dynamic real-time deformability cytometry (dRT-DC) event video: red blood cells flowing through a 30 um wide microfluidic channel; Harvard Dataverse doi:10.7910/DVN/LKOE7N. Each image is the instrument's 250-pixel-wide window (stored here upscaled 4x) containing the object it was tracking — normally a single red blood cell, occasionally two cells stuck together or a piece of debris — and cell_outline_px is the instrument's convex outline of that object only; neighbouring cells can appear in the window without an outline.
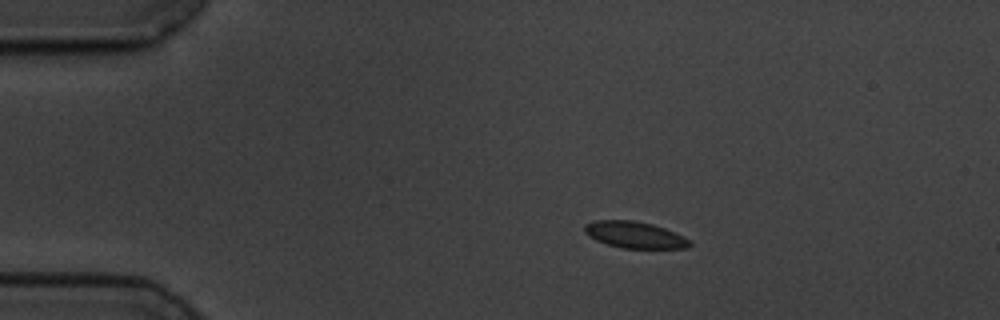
{"species": "common noctule bat (a hibernating species)", "species_latin": "Nyctalus noctula", "temperature_condition": "cold", "stored_images_in_passage": 48, "camera_frame_rate_fps": 3000, "um_per_image_px": 0.085, "animal": {"sex": "male", "body_mass_g": 19.5, "forearm_length_mm": 54.6}, "frame": {"image": 1, "passage_image": 1, "time_ms": 0.0, "image_size_px": [1000, 320], "cell_outline_px": [[692, 244], [688, 248], [624, 248], [608, 244], [596, 240], [588, 236], [584, 232], [584, 224], [596, 220], [632, 220], [652, 224], [664, 228], [684, 236]], "centroid_in_image_um": [53.93, 19.95], "position_along_channel_um": 31.1, "area_um2": 16.18}}
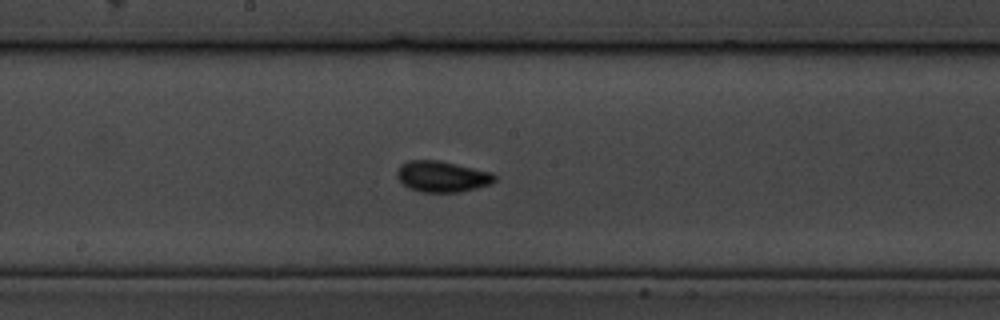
{"frame": {"image": 2, "passage_image": 21, "time_ms": 6.667, "image_size_px": [1000, 320], "cell_outline_px": [[496, 180], [492, 184], [460, 192], [420, 192], [408, 188], [396, 176], [396, 172], [400, 164], [408, 160], [440, 160], [492, 172], [496, 176]], "centroid_in_image_um": [37.58, 15.0], "position_along_channel_um": 210.6, "area_um2": 17.86}}
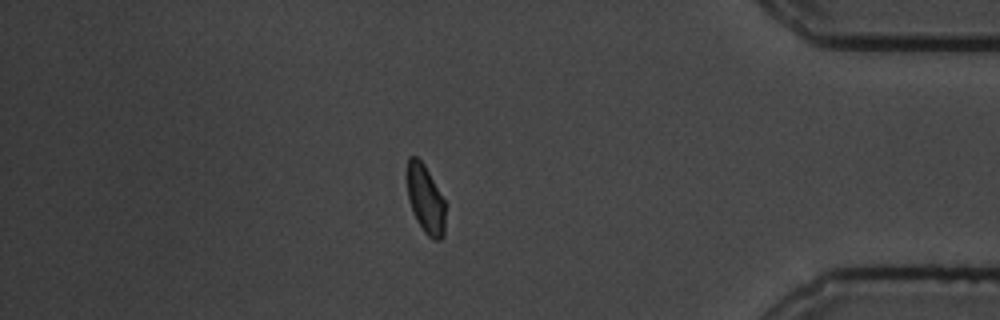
{"frame": {"image": 3, "passage_image": 40, "time_ms": 13.0, "image_size_px": [1000, 320], "cell_outline_px": [[444, 236], [440, 240], [432, 240], [424, 232], [416, 220], [408, 200], [404, 176], [408, 156], [416, 156], [424, 164], [444, 200]], "centroid_in_image_um": [36.1, 16.89], "position_along_channel_um": 399.1, "area_um2": 15.66}, "authors_computed_cell_mechanics": {"area_um2": 16.2418, "velocity_mm_per_s": 3.495, "shape_relaxation_time_tau1_ms": 2.1821, "shape_relaxation_time_tau2_ms": null, "deformation_change_tau1": 0.0859, "deformation_change_tau2": null}}